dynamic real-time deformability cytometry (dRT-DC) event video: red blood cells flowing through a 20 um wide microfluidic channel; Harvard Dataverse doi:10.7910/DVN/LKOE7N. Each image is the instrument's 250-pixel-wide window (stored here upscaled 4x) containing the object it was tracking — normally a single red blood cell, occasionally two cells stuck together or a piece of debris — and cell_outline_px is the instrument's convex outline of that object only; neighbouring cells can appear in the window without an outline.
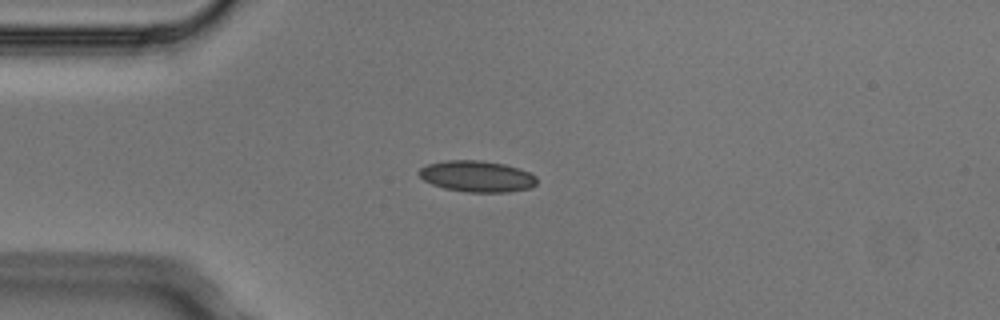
{"species": "Egyptian fruit bat (a non-hibernating species)", "species_latin": "Rousettus aegyptiacus", "temperature_condition": "cold", "stored_images_in_passage": 3, "camera_frame_rate_fps": 3000, "um_per_image_px": 0.085, "animal": {"sex": "male"}, "frame": {"image": 1, "passage_image": 1, "time_ms": 0.0, "image_size_px": [1000, 320], "cell_outline_px": [[536, 184], [528, 188], [508, 192], [468, 192], [444, 188], [432, 184], [424, 180], [416, 172], [420, 168], [428, 164], [444, 160], [480, 160], [504, 164], [528, 172], [536, 176]], "centroid_in_image_um": [40.5, 14.98], "position_along_channel_um": 44.5, "area_um2": 21.33}}
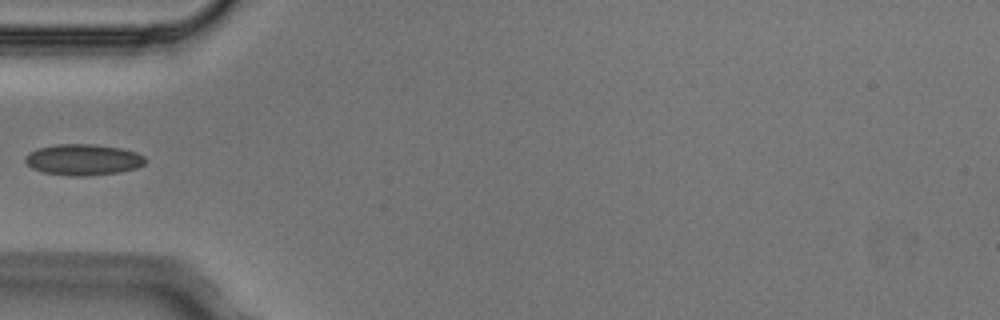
{"frame": {"image": 2, "passage_image": 2, "time_ms": 0.333, "image_size_px": [1000, 320], "cell_outline_px": [[144, 164], [136, 168], [120, 172], [80, 176], [68, 176], [44, 172], [32, 168], [24, 160], [24, 156], [28, 152], [36, 148], [56, 144], [96, 144], [120, 148], [136, 152], [144, 156]], "centroid_in_image_um": [7.03, 13.56], "position_along_channel_um": 78.0, "area_um2": 21.79}}
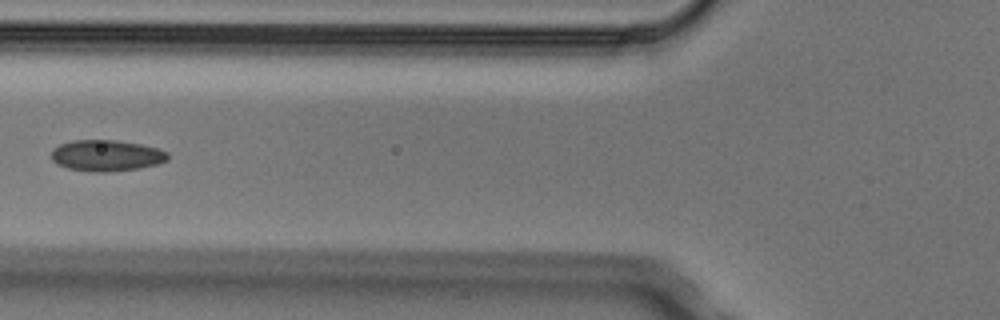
{"frame": {"image": 3, "passage_image": 3, "time_ms": 0.667, "image_size_px": [1000, 320], "cell_outline_px": [[168, 160], [156, 164], [140, 168], [108, 172], [96, 172], [68, 168], [56, 164], [52, 160], [52, 148], [60, 144], [72, 140], [116, 140], [140, 144], [156, 148], [168, 152]], "centroid_in_image_um": [9.03, 13.22], "position_along_channel_um": 116.8, "area_um2": 21.15}}